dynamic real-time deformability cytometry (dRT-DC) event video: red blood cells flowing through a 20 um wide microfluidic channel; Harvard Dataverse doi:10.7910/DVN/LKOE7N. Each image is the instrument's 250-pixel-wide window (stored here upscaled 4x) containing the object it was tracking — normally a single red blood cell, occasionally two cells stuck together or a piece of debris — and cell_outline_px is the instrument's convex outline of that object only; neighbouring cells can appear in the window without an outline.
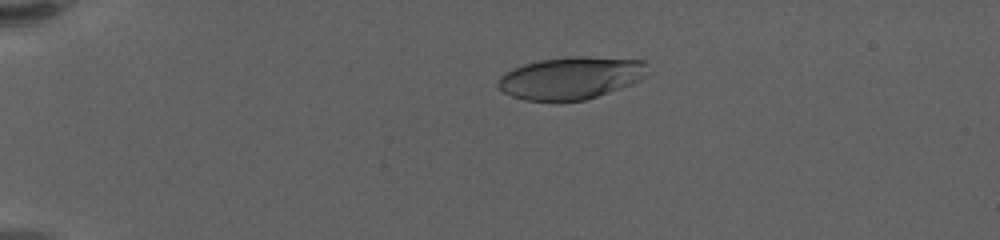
{"species": "human", "species_latin": "Homo sapiens", "temperature_condition": "warm", "stored_images_in_passage": 54, "camera_frame_rate_fps": 3000, "um_per_image_px": 0.085, "donor": {"sex": "female"}, "frame": {"image": 1, "passage_image": 9, "time_ms": 2.667, "image_size_px": [1000, 240], "cell_outline_px": [[652, 72], [640, 80], [632, 84], [584, 100], [524, 100], [512, 96], [504, 92], [496, 84], [500, 76], [504, 72], [512, 68], [524, 64], [540, 60], [564, 56], [588, 56], [644, 60]], "centroid_in_image_um": [48.56, 6.6], "position_along_channel_um": 36.4, "area_um2": 37.17}}
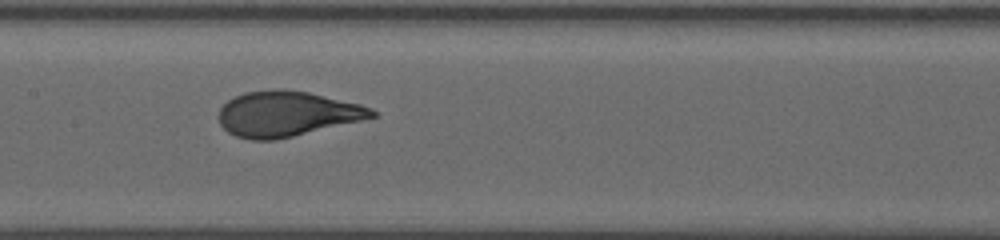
{"frame": {"image": 2, "passage_image": 27, "time_ms": 8.667, "image_size_px": [1000, 240], "cell_outline_px": [[376, 116], [360, 120], [276, 140], [252, 140], [236, 136], [228, 132], [220, 124], [220, 108], [228, 100], [244, 92], [276, 88], [280, 88], [308, 92], [360, 104], [372, 108], [376, 112]], "centroid_in_image_um": [24.35, 9.66], "position_along_channel_um": 183.0, "area_um2": 40.06}}
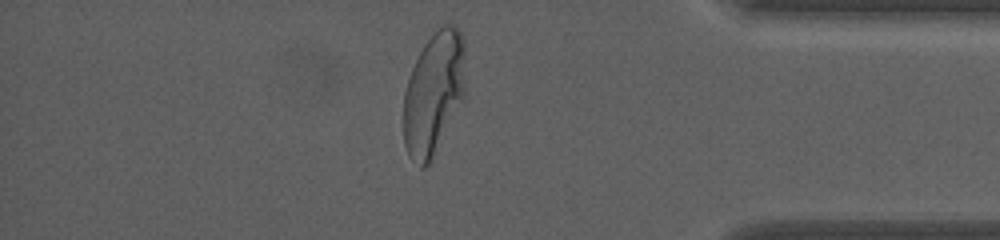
{"frame": {"image": 3, "passage_image": 47, "time_ms": 15.333, "image_size_px": [1000, 240], "cell_outline_px": [[464, 92], [428, 164], [424, 168], [420, 168], [408, 156], [404, 144], [404, 92], [412, 68], [424, 44], [444, 24], [452, 24], [460, 32], [464, 44]], "centroid_in_image_um": [36.82, 7.91], "position_along_channel_um": 398.4, "area_um2": 42.83}, "authors_computed_cell_mechanics": {"area_um2": 40.0554, "velocity_mm_per_s": 3.5569, "shape_relaxation_time_tau1_ms": 4.4804, "shape_relaxation_time_tau2_ms": null, "deformation_change_tau1": 0.2227, "deformation_change_tau2": null}}